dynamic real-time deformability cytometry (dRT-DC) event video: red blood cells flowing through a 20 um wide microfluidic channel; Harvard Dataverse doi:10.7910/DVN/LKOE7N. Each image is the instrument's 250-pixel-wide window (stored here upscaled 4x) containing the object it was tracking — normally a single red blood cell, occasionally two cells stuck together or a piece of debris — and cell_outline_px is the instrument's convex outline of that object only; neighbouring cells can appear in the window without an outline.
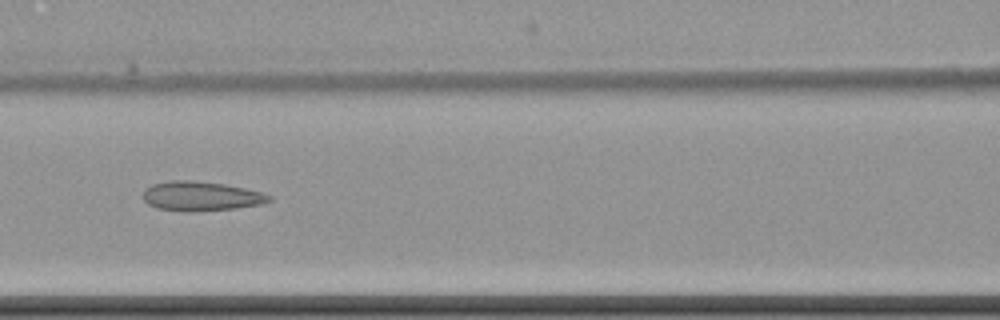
{"species": "common noctule bat (a hibernating species)", "species_latin": "Nyctalus noctula", "temperature_condition": "cold", "stored_images_in_passage": 11, "camera_frame_rate_fps": 3000, "um_per_image_px": 0.085, "animal": {"sex": "female", "body_mass_g": 22.7, "forearm_length_mm": 54.2}, "frame": {"image": 1, "passage_image": 7, "time_ms": 8.667, "image_size_px": [1000, 320], "cell_outline_px": [[272, 200], [260, 204], [232, 208], [192, 212], [184, 212], [156, 208], [148, 204], [144, 200], [144, 192], [152, 184], [168, 180], [192, 180], [224, 184], [264, 192], [272, 196]], "centroid_in_image_um": [17.08, 16.67], "position_along_channel_um": 149.5, "area_um2": 21.62}}
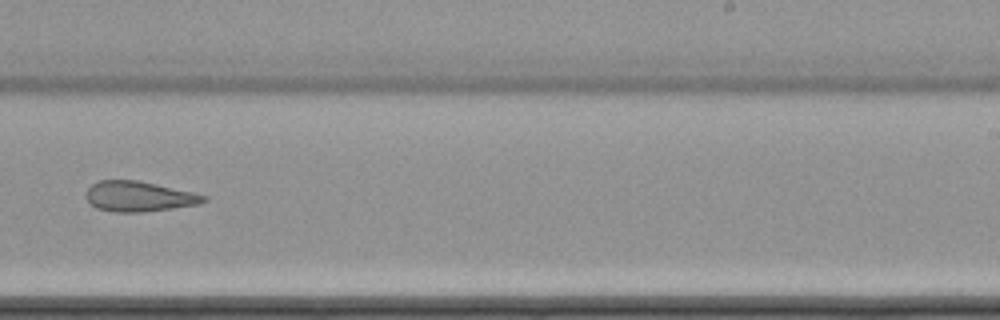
{"frame": {"image": 2, "passage_image": 10, "time_ms": 12.333, "image_size_px": [1000, 320], "cell_outline_px": [[208, 200], [196, 204], [172, 208], [140, 212], [116, 212], [96, 208], [84, 196], [88, 188], [92, 184], [100, 180], [136, 180], [156, 184], [192, 192], [208, 196]], "centroid_in_image_um": [11.78, 16.69], "position_along_channel_um": 277.2, "area_um2": 20.52}}
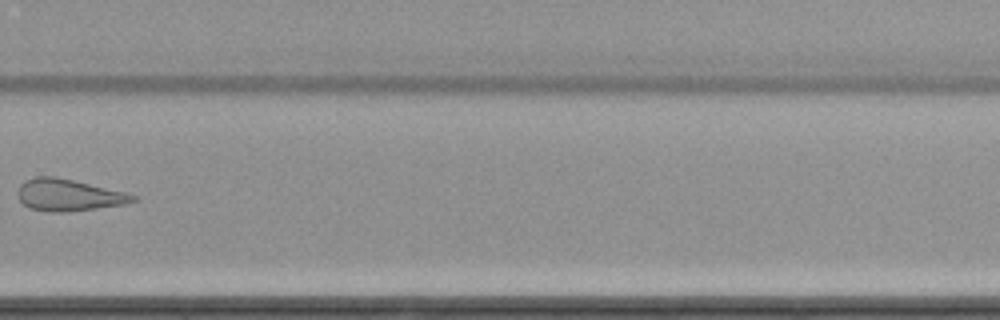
{"frame": {"image": 3, "passage_image": 11, "time_ms": 13.667, "image_size_px": [1000, 320], "cell_outline_px": [[136, 200], [124, 204], [96, 208], [64, 212], [48, 212], [28, 208], [16, 196], [16, 192], [20, 184], [24, 180], [36, 176], [52, 176], [72, 180], [124, 192], [136, 196]], "centroid_in_image_um": [5.74, 16.58], "position_along_channel_um": 324.1, "area_um2": 21.21}}